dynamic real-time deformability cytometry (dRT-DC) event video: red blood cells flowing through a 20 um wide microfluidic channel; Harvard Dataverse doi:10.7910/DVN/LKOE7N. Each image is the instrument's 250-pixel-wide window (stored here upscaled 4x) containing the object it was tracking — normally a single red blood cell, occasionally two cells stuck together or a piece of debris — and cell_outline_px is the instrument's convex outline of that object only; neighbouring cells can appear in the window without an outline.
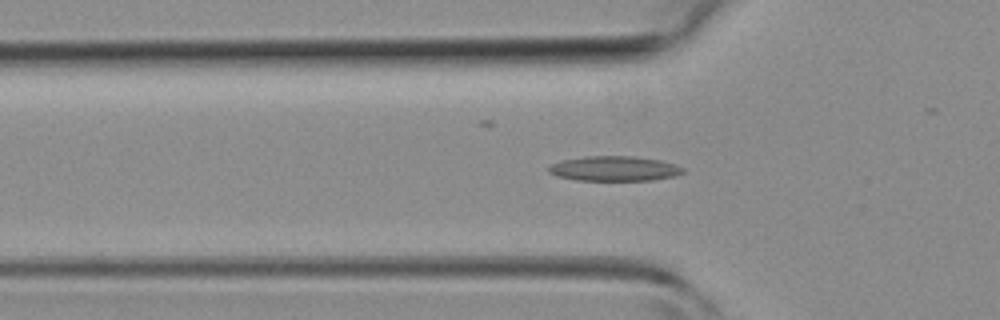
{"species": "common noctule bat (a hibernating species)", "species_latin": "Nyctalus noctula", "temperature_condition": "room temperature", "stored_images_in_passage": 36, "camera_frame_rate_fps": 3000, "um_per_image_px": 0.085, "animal": {"sex": "female", "body_mass_g": 19.3, "forearm_length_mm": 54.1}, "frame": {"image": 1, "passage_image": 5, "time_ms": 1.333, "image_size_px": [1000, 320], "cell_outline_px": [[684, 172], [676, 176], [652, 180], [576, 180], [556, 176], [548, 172], [548, 168], [552, 164], [560, 160], [584, 156], [636, 156], [660, 160], [684, 168]], "centroid_in_image_um": [52.19, 14.32], "position_along_channel_um": 73.6, "area_um2": 19.54}}
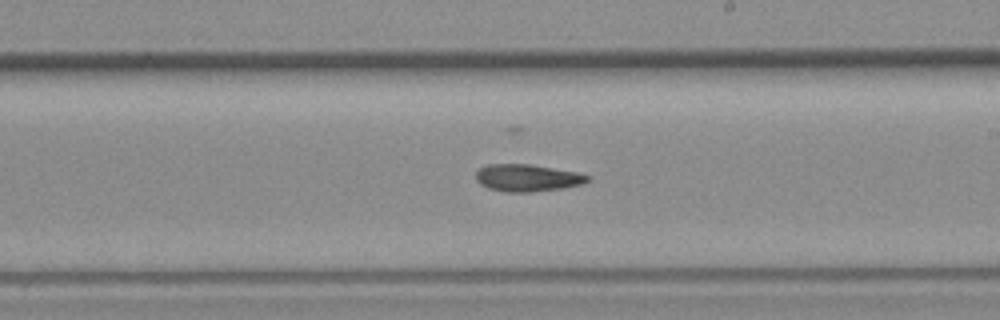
{"frame": {"image": 2, "passage_image": 16, "time_ms": 5.0, "image_size_px": [1000, 320], "cell_outline_px": [[592, 180], [584, 184], [564, 188], [532, 192], [504, 192], [488, 188], [480, 184], [476, 180], [476, 172], [480, 168], [488, 164], [528, 164], [576, 172], [592, 176]], "centroid_in_image_um": [44.86, 15.13], "position_along_channel_um": 244.1, "area_um2": 17.86}}
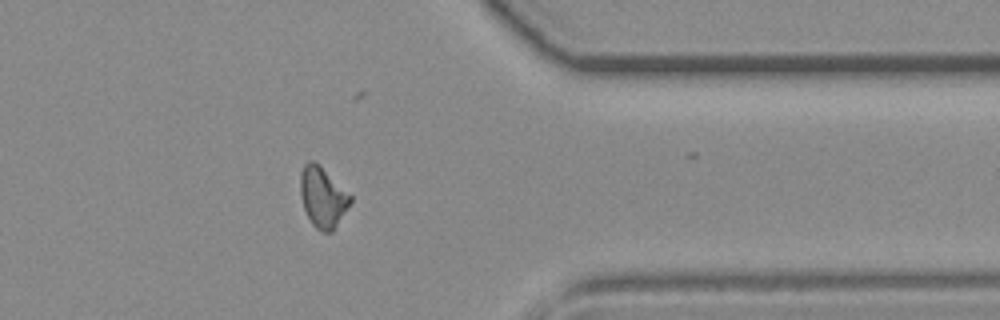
{"frame": {"image": 3, "passage_image": 26, "time_ms": 8.333, "image_size_px": [1000, 320], "cell_outline_px": [[352, 200], [332, 232], [324, 232], [316, 228], [312, 224], [304, 208], [300, 196], [300, 172], [304, 164], [308, 160], [312, 160], [320, 164], [352, 196]], "centroid_in_image_um": [27.41, 16.72], "position_along_channel_um": 384.0, "area_um2": 17.63}}